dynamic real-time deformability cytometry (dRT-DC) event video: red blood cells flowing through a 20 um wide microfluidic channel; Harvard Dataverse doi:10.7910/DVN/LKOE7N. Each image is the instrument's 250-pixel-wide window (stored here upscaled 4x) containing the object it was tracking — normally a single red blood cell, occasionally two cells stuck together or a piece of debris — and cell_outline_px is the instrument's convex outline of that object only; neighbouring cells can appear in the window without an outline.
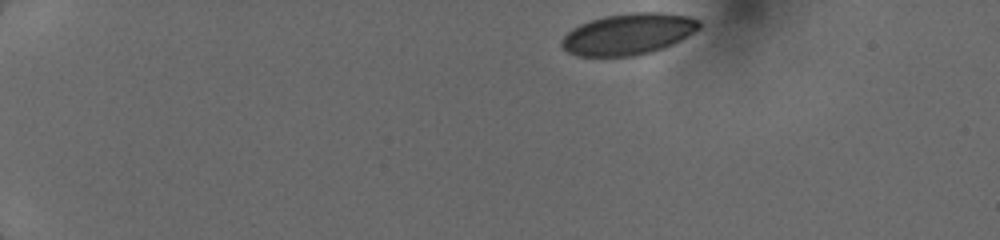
{"species": "human", "species_latin": "Homo sapiens", "temperature_condition": "cold", "stored_images_in_passage": 15, "camera_frame_rate_fps": 3000, "um_per_image_px": 0.085, "donor": {"sex": "female"}, "frame": {"image": 1, "passage_image": 1, "time_ms": 0.0, "image_size_px": [1000, 240], "cell_outline_px": [[700, 28], [680, 40], [664, 48], [652, 52], [636, 56], [576, 56], [568, 52], [560, 44], [560, 40], [572, 28], [580, 24], [604, 16], [632, 12], [664, 12], [688, 16], [700, 20]], "centroid_in_image_um": [53.41, 2.89], "position_along_channel_um": 31.6, "area_um2": 33.23}}